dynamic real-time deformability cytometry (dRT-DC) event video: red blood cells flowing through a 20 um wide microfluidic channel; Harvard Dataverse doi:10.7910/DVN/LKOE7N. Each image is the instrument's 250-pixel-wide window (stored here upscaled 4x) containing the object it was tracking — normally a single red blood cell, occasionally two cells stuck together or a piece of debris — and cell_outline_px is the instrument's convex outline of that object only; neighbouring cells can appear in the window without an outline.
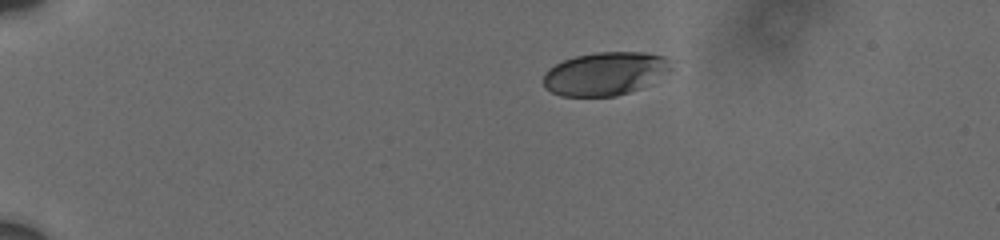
{"species": "human", "species_latin": "Homo sapiens", "temperature_condition": "cold", "stored_images_in_passage": 6, "camera_frame_rate_fps": 3000, "um_per_image_px": 0.085, "donor": {"sex": "male"}, "frame": {"image": 1, "passage_image": 1, "time_ms": 0.0, "image_size_px": [1000, 240], "cell_outline_px": [[672, 68], [668, 72], [640, 88], [616, 96], [560, 96], [544, 88], [544, 72], [548, 68], [564, 60], [576, 56], [596, 52], [644, 52], [664, 56], [672, 60]], "centroid_in_image_um": [51.43, 6.25], "position_along_channel_um": 33.6, "area_um2": 32.19}}
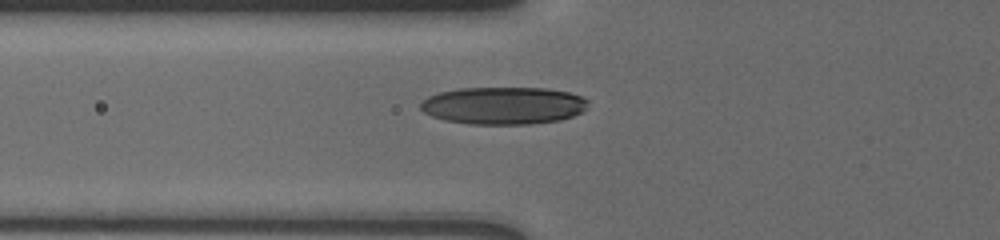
{"frame": {"image": 2, "passage_image": 5, "time_ms": 3.667, "image_size_px": [1000, 240], "cell_outline_px": [[588, 100], [584, 108], [580, 112], [572, 116], [560, 120], [528, 124], [472, 124], [444, 120], [432, 116], [424, 112], [420, 108], [420, 104], [428, 96], [440, 92], [460, 88], [548, 88], [568, 92], [580, 96]], "centroid_in_image_um": [42.76, 8.97], "position_along_channel_um": 83.0, "area_um2": 36.36}}